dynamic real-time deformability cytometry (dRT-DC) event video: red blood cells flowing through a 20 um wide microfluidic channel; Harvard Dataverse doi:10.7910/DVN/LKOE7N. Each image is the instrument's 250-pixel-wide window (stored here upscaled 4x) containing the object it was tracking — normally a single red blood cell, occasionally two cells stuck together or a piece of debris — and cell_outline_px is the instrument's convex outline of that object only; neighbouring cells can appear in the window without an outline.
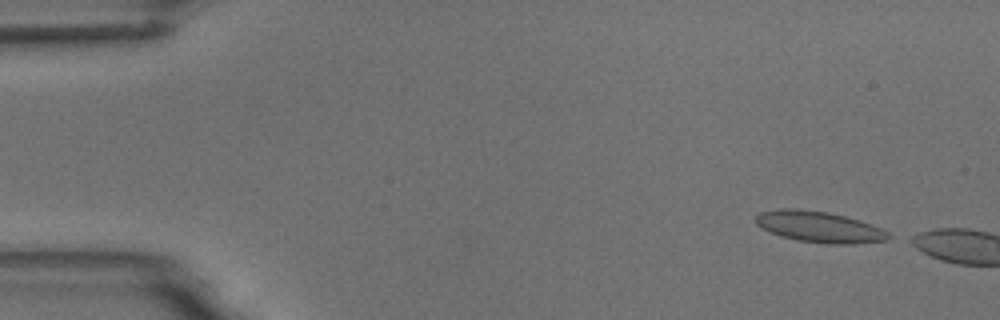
{"species": "common noctule bat (a hibernating species)", "species_latin": "Nyctalus noctula", "temperature_condition": "room temperature", "stored_images_in_passage": 11, "camera_frame_rate_fps": 3000, "um_per_image_px": 0.085, "animal": {"sex": "male", "body_mass_g": 18.8}, "frame": {"image": 1, "passage_image": 2, "time_ms": 0.333, "image_size_px": [1000, 320], "cell_outline_px": [[896, 236], [888, 240], [856, 244], [828, 244], [796, 240], [780, 236], [756, 224], [756, 216], [760, 212], [780, 208], [796, 208], [828, 212], [860, 220], [872, 224]], "centroid_in_image_um": [69.7, 19.29], "position_along_channel_um": 15.3, "area_um2": 24.22}}